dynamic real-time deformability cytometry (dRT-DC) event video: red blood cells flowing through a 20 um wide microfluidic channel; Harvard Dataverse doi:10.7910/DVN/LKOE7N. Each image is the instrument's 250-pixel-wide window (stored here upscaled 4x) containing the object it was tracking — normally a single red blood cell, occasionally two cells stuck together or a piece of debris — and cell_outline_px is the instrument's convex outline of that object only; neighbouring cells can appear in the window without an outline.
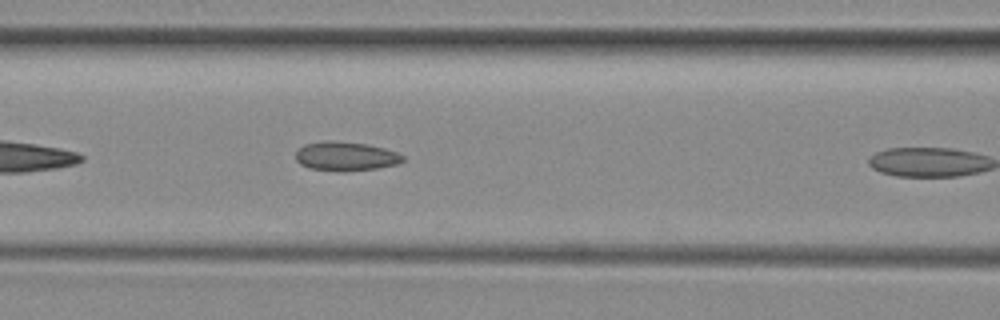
{"species": "common noctule bat (a hibernating species)", "species_latin": "Nyctalus noctula", "temperature_condition": "room temperature", "stored_images_in_passage": 7, "camera_frame_rate_fps": 3000, "um_per_image_px": 0.085, "animal": {"sex": "female", "body_mass_g": 29.2, "forearm_length_mm": 56.3}, "frame": {"image": 1, "passage_image": 6, "time_ms": 1.667, "image_size_px": [1000, 320], "cell_outline_px": [[404, 160], [396, 164], [376, 168], [340, 172], [308, 168], [300, 164], [296, 160], [296, 152], [304, 144], [328, 140], [332, 140], [368, 144], [384, 148], [396, 152], [404, 156]], "centroid_in_image_um": [29.36, 13.28], "position_along_channel_um": 137.2, "area_um2": 18.21}}